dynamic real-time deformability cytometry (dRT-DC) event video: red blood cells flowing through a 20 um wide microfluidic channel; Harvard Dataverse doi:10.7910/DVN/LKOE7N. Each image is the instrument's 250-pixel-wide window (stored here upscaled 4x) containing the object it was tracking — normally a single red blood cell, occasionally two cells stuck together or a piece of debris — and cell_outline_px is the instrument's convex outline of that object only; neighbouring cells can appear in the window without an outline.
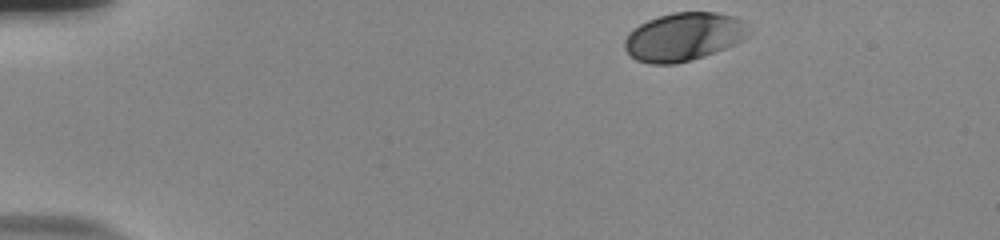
{"species": "human", "species_latin": "Homo sapiens", "temperature_condition": "room temperature", "stored_images_in_passage": 40, "camera_frame_rate_fps": 3000, "um_per_image_px": 0.085, "donor": {"sex": "male"}, "frame": {"image": 1, "passage_image": 1, "time_ms": 0.0, "image_size_px": [1000, 240], "cell_outline_px": [[752, 32], [748, 36], [724, 48], [704, 56], [676, 64], [648, 64], [636, 60], [624, 48], [624, 40], [628, 32], [632, 28], [648, 20], [672, 12], [716, 12], [732, 16], [744, 20]], "centroid_in_image_um": [58.1, 3.12], "position_along_channel_um": 26.9, "area_um2": 34.97}}
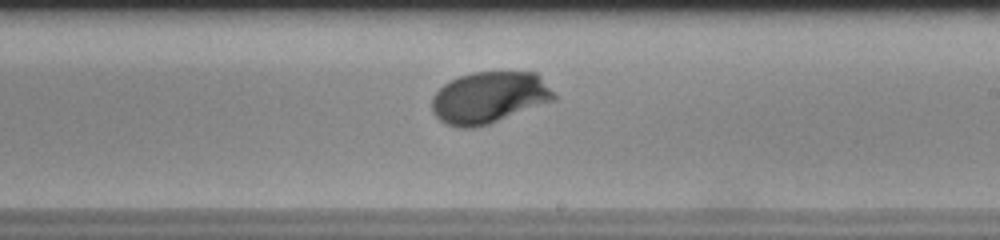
{"frame": {"image": 2, "passage_image": 26, "time_ms": 8.333, "image_size_px": [1000, 240], "cell_outline_px": [[556, 100], [488, 124], [472, 128], [456, 128], [444, 124], [432, 112], [432, 96], [444, 84], [460, 76], [472, 72], [536, 72], [540, 76], [556, 96]], "centroid_in_image_um": [41.56, 8.3], "position_along_channel_um": 247.4, "area_um2": 36.7}}
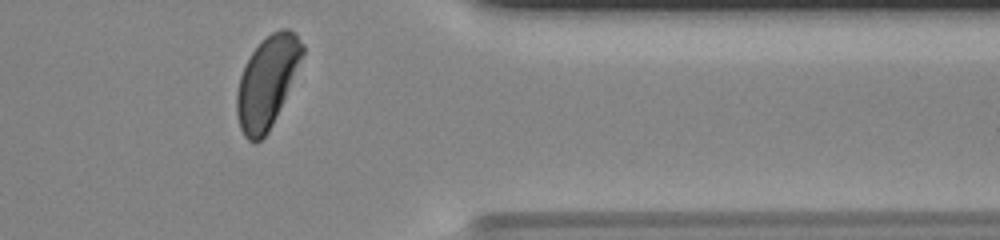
{"frame": {"image": 3, "passage_image": 38, "time_ms": 12.333, "image_size_px": [1000, 240], "cell_outline_px": [[304, 52], [276, 116], [268, 132], [260, 140], [248, 140], [244, 136], [240, 128], [236, 112], [236, 92], [240, 76], [252, 52], [272, 32], [280, 28], [288, 28], [296, 32], [304, 44]], "centroid_in_image_um": [22.69, 6.94], "position_along_channel_um": 388.7, "area_um2": 34.1}, "authors_computed_cell_mechanics": {"area_um2": 35.6337, "velocity_mm_per_s": 3.7624, "shape_relaxation_time_tau1_ms": 2.2973, "shape_relaxation_time_tau2_ms": null, "deformation_change_tau1": 0.1351, "deformation_change_tau2": null}}